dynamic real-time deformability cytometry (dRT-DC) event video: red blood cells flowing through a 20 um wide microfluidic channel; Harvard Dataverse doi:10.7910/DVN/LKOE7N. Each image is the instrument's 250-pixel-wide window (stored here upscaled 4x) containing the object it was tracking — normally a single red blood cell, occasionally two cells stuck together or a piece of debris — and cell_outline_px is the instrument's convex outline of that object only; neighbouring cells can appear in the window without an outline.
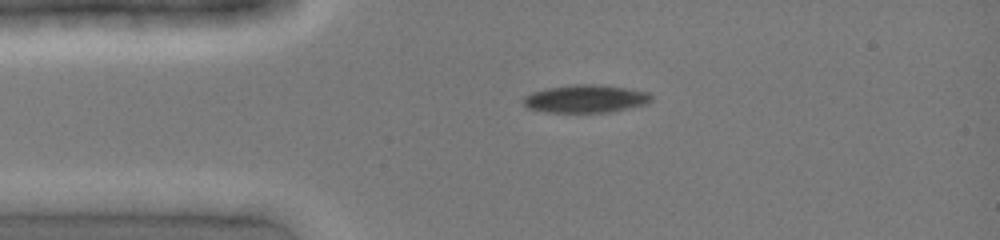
{"species": "common noctule bat (a hibernating species)", "species_latin": "Nyctalus noctula", "temperature_condition": "cold", "stored_images_in_passage": 4, "camera_frame_rate_fps": 3000, "um_per_image_px": 0.085, "animal": {"sex": "female", "body_mass_g": 19.0, "forearm_length_mm": 51.5}, "frame": {"image": 1, "passage_image": 1, "time_ms": 0.0, "image_size_px": [1000, 240], "cell_outline_px": [[652, 100], [648, 104], [612, 112], [544, 112], [528, 108], [520, 100], [524, 96], [532, 92], [548, 88], [576, 84], [592, 84], [628, 88], [648, 92], [652, 96]], "centroid_in_image_um": [49.79, 8.4], "position_along_channel_um": 35.2, "area_um2": 20.92}}